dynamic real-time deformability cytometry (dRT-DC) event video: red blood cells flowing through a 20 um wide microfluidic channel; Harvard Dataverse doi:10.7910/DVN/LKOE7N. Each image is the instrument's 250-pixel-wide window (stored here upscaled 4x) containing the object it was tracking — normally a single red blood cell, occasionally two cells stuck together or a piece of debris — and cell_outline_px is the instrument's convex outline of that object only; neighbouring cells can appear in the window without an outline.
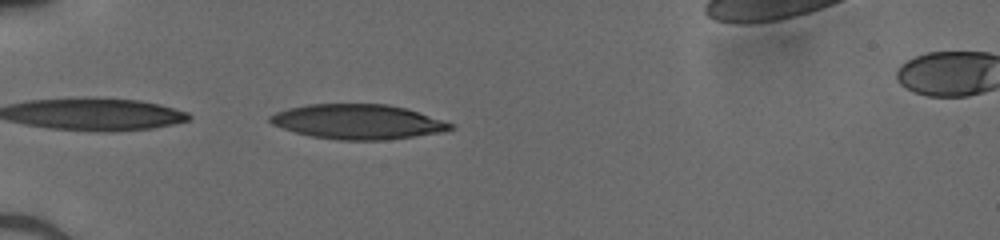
{"species": "human", "species_latin": "Homo sapiens", "temperature_condition": "cold", "stored_images_in_passage": 33, "camera_frame_rate_fps": 3000, "um_per_image_px": 0.085, "donor": {"sex": "male"}, "frame": {"image": 1, "passage_image": 1, "time_ms": 0.0, "image_size_px": [1000, 240], "cell_outline_px": [[456, 128], [444, 132], [388, 140], [336, 140], [312, 136], [296, 132], [272, 124], [268, 120], [268, 116], [276, 112], [288, 108], [308, 104], [388, 104], [404, 108], [456, 124]], "centroid_in_image_um": [30.45, 10.35], "position_along_channel_um": 54.6, "area_um2": 36.65}}
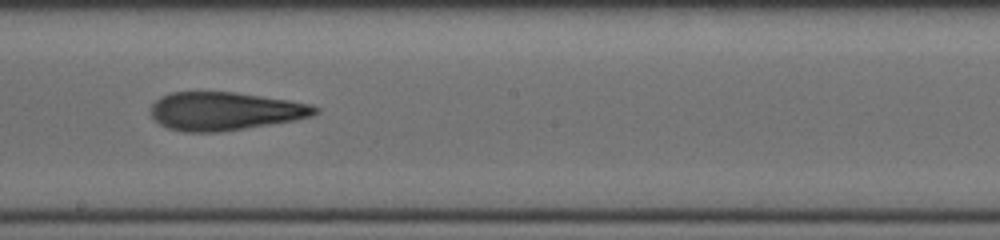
{"frame": {"image": 2, "passage_image": 15, "time_ms": 4.667, "image_size_px": [1000, 240], "cell_outline_px": [[320, 112], [312, 116], [296, 120], [244, 128], [216, 132], [184, 132], [168, 128], [160, 124], [152, 116], [152, 104], [160, 96], [172, 92], [236, 92], [288, 100], [312, 104], [320, 108]], "centroid_in_image_um": [19.15, 9.44], "position_along_channel_um": 229.1, "area_um2": 36.53}}
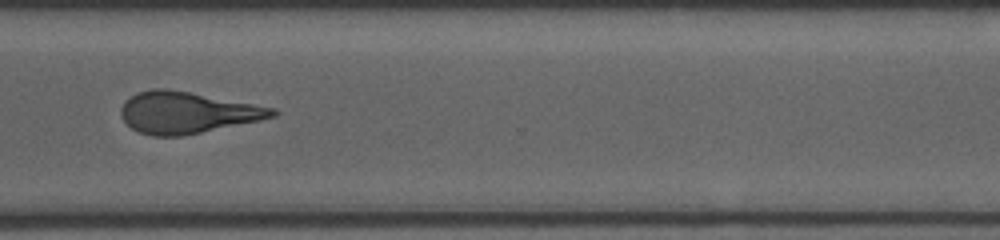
{"frame": {"image": 3, "passage_image": 24, "time_ms": 7.667, "image_size_px": [1000, 240], "cell_outline_px": [[280, 112], [276, 116], [260, 120], [184, 136], [152, 136], [140, 132], [132, 128], [120, 116], [120, 108], [124, 100], [136, 92], [152, 88], [168, 88], [276, 108]], "centroid_in_image_um": [15.88, 9.56], "position_along_channel_um": 354.7, "area_um2": 36.82}}